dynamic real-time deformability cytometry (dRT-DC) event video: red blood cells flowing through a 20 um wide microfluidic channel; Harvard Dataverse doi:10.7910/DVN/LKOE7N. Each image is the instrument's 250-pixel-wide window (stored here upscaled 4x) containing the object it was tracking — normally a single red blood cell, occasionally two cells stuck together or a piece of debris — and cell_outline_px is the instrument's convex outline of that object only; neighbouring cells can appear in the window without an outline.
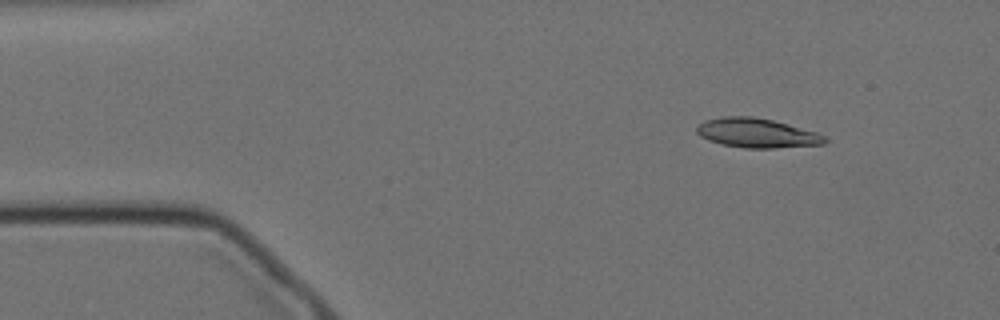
{"species": "Egyptian fruit bat (a non-hibernating species)", "species_latin": "Rousettus aegyptiacus", "temperature_condition": "cold", "stored_images_in_passage": 56, "camera_frame_rate_fps": 3000, "um_per_image_px": 0.085, "animal": {"sex": "female"}, "frame": {"image": 1, "passage_image": 6, "time_ms": 1.667, "image_size_px": [1000, 320], "cell_outline_px": [[828, 140], [824, 144], [776, 148], [744, 148], [720, 144], [708, 140], [700, 136], [696, 132], [696, 128], [704, 120], [724, 116], [752, 116], [772, 120], [816, 132], [824, 136]], "centroid_in_image_um": [64.3, 11.31], "position_along_channel_um": 20.7, "area_um2": 21.91}}
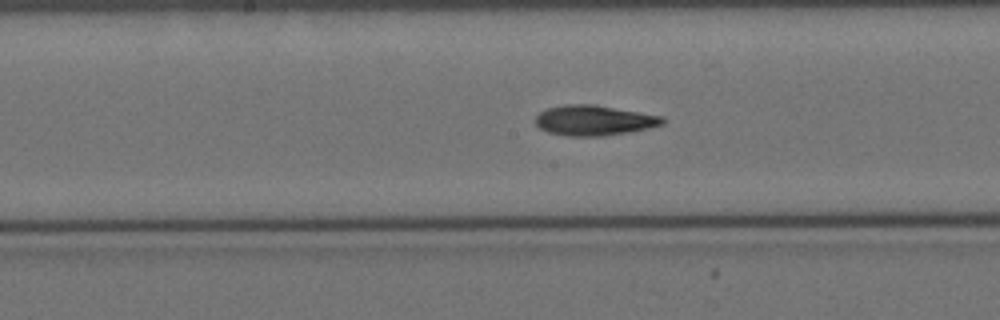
{"frame": {"image": 2, "passage_image": 27, "time_ms": 8.667, "image_size_px": [1000, 320], "cell_outline_px": [[664, 124], [648, 128], [628, 132], [604, 136], [568, 136], [548, 132], [540, 128], [536, 124], [536, 116], [540, 112], [548, 108], [564, 104], [596, 104], [664, 116]], "centroid_in_image_um": [50.51, 10.22], "position_along_channel_um": 197.7, "area_um2": 22.48}}
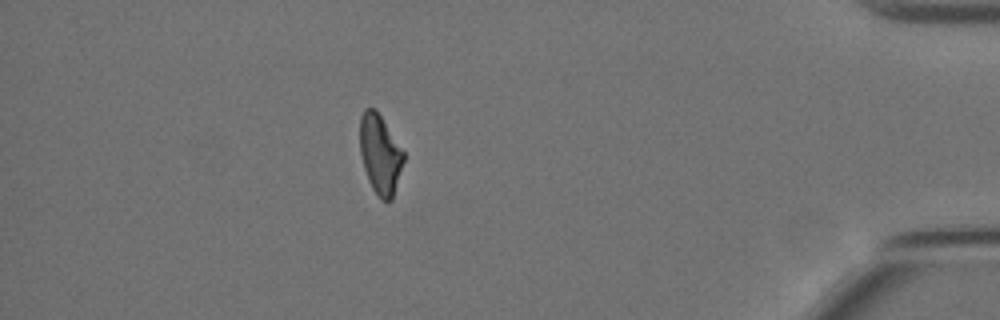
{"frame": {"image": 3, "passage_image": 49, "time_ms": 16.0, "image_size_px": [1000, 320], "cell_outline_px": [[404, 160], [392, 200], [380, 200], [372, 188], [368, 180], [364, 168], [360, 152], [360, 116], [364, 108], [376, 108], [404, 152]], "centroid_in_image_um": [32.3, 13.1], "position_along_channel_um": 402.9, "area_um2": 20.23}, "authors_computed_cell_mechanics": {"area_um2": 21.5016, "velocity_mm_per_s": 3.5, "shape_relaxation_time_tau1_ms": 8.6846, "shape_relaxation_time_tau2_ms": 4.2743, "deformation_change_tau1": 0.2204, "deformation_change_tau2": 0.1153}}